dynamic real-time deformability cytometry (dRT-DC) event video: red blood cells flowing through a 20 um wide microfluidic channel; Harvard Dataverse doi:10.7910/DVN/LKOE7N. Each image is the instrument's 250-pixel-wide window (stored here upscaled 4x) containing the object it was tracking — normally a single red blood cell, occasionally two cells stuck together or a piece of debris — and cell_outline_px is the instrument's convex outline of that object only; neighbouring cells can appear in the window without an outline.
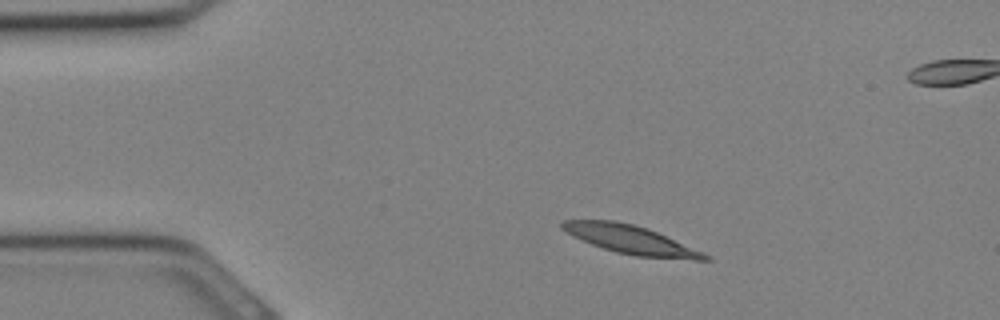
{"species": "Egyptian fruit bat (a non-hibernating species)", "species_latin": "Rousettus aegyptiacus", "temperature_condition": "cold", "stored_images_in_passage": 31, "camera_frame_rate_fps": 3000, "um_per_image_px": 0.085, "animal": {"sex": "female"}, "frame": {"image": 1, "passage_image": 4, "time_ms": 1.0, "image_size_px": [1000, 320], "cell_outline_px": [[712, 260], [696, 260], [636, 256], [616, 252], [592, 244], [572, 236], [560, 228], [560, 220], [616, 220], [648, 228], [704, 252], [712, 256]], "centroid_in_image_um": [53.63, 20.37], "position_along_channel_um": 31.4, "area_um2": 23.81}}
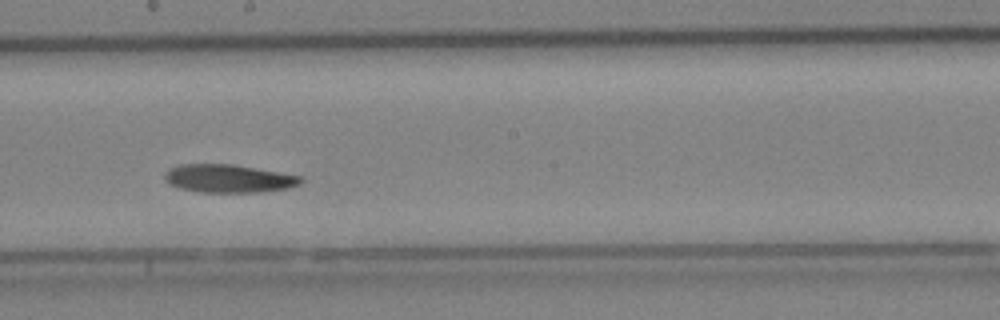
{"frame": {"image": 2, "passage_image": 16, "time_ms": 5.0, "image_size_px": [1000, 320], "cell_outline_px": [[304, 180], [300, 184], [288, 188], [256, 192], [200, 192], [180, 188], [168, 184], [164, 180], [164, 176], [168, 168], [180, 164], [232, 164], [300, 176]], "centroid_in_image_um": [19.37, 15.17], "position_along_channel_um": 228.8, "area_um2": 22.2}}
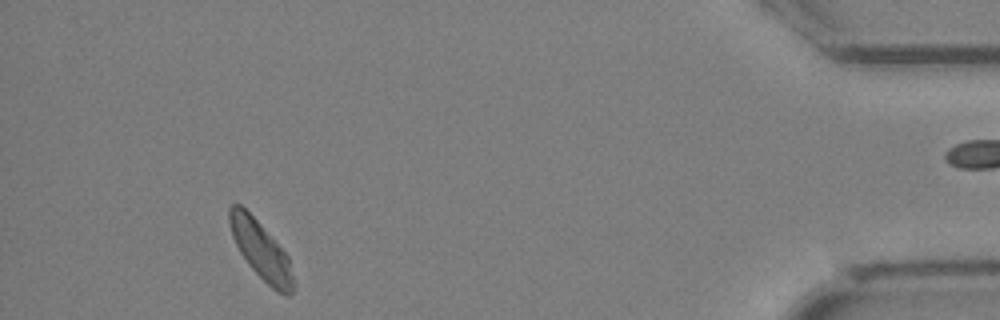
{"frame": {"image": 3, "passage_image": 28, "time_ms": 9.0, "image_size_px": [1000, 320], "cell_outline_px": [[292, 292], [288, 296], [284, 296], [276, 292], [248, 264], [240, 252], [232, 236], [228, 224], [228, 208], [232, 204], [240, 204], [260, 224], [288, 256], [292, 276]], "centroid_in_image_um": [22.13, 21.26], "position_along_channel_um": 413.1, "area_um2": 21.04}}